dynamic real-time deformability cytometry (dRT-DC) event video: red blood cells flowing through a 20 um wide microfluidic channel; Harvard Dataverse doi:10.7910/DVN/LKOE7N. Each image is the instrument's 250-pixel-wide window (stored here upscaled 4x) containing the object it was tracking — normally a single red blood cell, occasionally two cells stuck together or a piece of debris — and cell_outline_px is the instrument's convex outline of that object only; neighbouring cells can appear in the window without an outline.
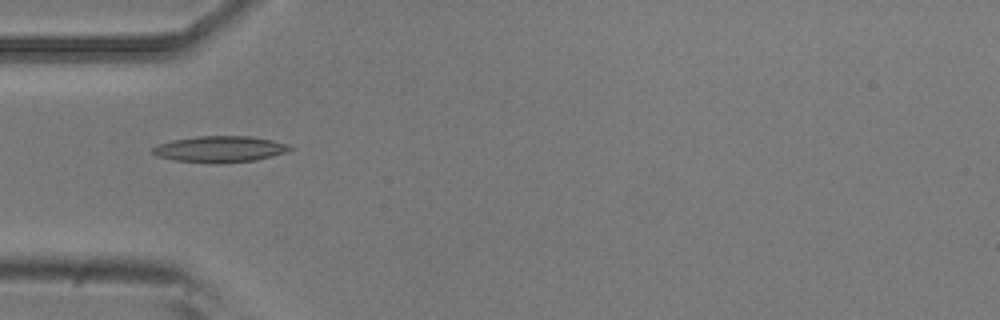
{"species": "common noctule bat (a hibernating species)", "species_latin": "Nyctalus noctula", "temperature_condition": "room temperature", "stored_images_in_passage": 6, "camera_frame_rate_fps": 3000, "um_per_image_px": 0.085, "animal": {"sex": "male", "body_mass_g": 20.5, "forearm_length_mm": 52.5}, "frame": {"image": 1, "passage_image": 3, "time_ms": 0.667, "image_size_px": [1000, 320], "cell_outline_px": [[296, 148], [272, 156], [256, 160], [220, 164], [208, 164], [172, 160], [156, 156], [152, 152], [152, 148], [160, 144], [172, 140], [196, 136], [252, 136], [272, 140], [288, 144]], "centroid_in_image_um": [18.69, 12.69], "position_along_channel_um": 66.3, "area_um2": 21.33}}
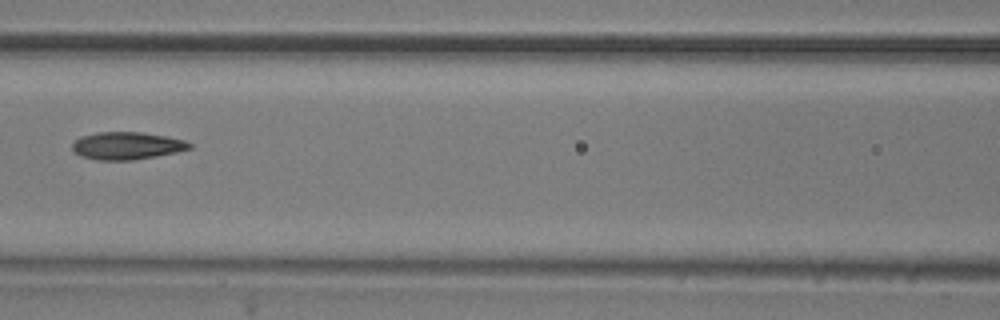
{"frame": {"image": 2, "passage_image": 5, "time_ms": 1.333, "image_size_px": [1000, 320], "cell_outline_px": [[192, 148], [156, 156], [132, 160], [96, 160], [80, 156], [72, 148], [72, 144], [80, 136], [96, 132], [140, 132], [168, 136], [184, 140], [192, 144]], "centroid_in_image_um": [10.77, 12.38], "position_along_channel_um": 155.8, "area_um2": 18.79}}
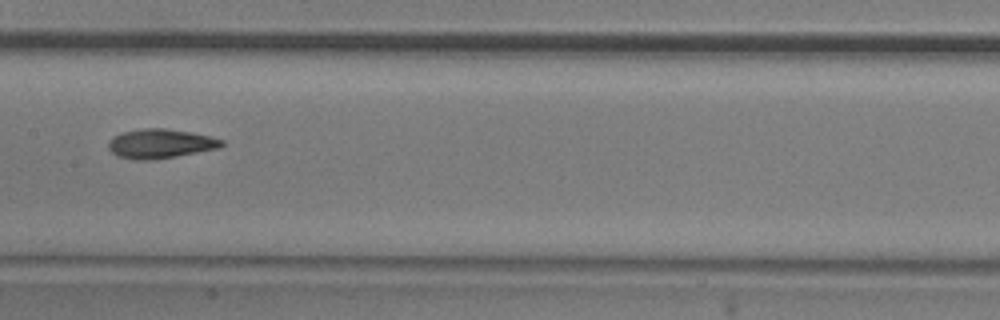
{"frame": {"image": 3, "passage_image": 6, "time_ms": 1.667, "image_size_px": [1000, 320], "cell_outline_px": [[224, 144], [220, 148], [176, 156], [148, 160], [136, 160], [120, 156], [112, 152], [108, 148], [108, 140], [112, 136], [120, 132], [144, 128], [168, 128], [208, 136], [224, 140]], "centroid_in_image_um": [13.6, 12.2], "position_along_channel_um": 193.8, "area_um2": 19.31}}